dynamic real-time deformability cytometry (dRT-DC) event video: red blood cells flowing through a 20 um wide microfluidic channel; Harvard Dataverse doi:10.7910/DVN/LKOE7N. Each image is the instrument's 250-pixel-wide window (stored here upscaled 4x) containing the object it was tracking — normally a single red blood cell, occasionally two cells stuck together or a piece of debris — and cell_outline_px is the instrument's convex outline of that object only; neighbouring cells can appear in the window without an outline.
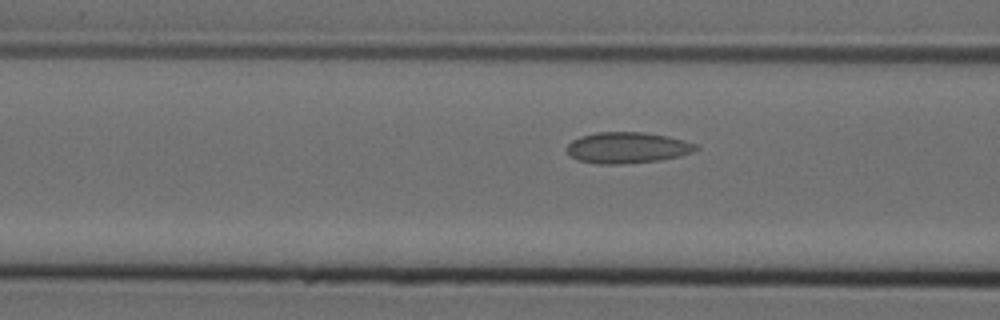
{"species": "Egyptian fruit bat (a non-hibernating species)", "species_latin": "Rousettus aegyptiacus", "temperature_condition": "cold", "stored_images_in_passage": 8, "camera_frame_rate_fps": 3000, "um_per_image_px": 0.085, "animal": {"sex": "female"}, "frame": {"image": 1, "passage_image": 5, "time_ms": 1.333, "image_size_px": [1000, 320], "cell_outline_px": [[700, 148], [692, 152], [680, 156], [660, 160], [620, 164], [596, 164], [576, 160], [568, 156], [568, 144], [572, 140], [580, 136], [596, 132], [644, 132], [668, 136], [684, 140], [696, 144]], "centroid_in_image_um": [53.31, 12.56], "position_along_channel_um": 113.3, "area_um2": 23.58}}